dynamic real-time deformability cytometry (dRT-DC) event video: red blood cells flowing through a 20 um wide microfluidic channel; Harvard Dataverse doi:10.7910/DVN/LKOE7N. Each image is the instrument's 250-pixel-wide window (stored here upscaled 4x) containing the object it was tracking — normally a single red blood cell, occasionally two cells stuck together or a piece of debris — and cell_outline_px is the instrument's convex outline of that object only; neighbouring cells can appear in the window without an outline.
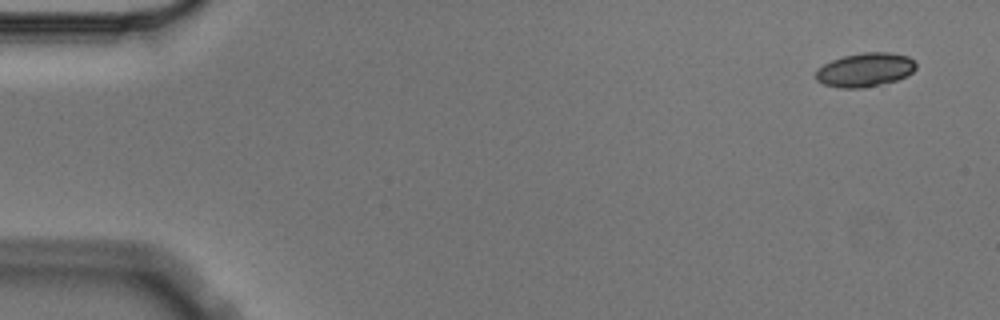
{"species": "Egyptian fruit bat (a non-hibernating species)", "species_latin": "Rousettus aegyptiacus", "temperature_condition": "cold", "stored_images_in_passage": 5, "camera_frame_rate_fps": 3000, "um_per_image_px": 0.085, "animal": {"sex": "male"}, "frame": {"image": 1, "passage_image": 1, "time_ms": 0.0, "image_size_px": [1000, 320], "cell_outline_px": [[916, 68], [912, 72], [896, 80], [864, 88], [840, 88], [824, 84], [816, 80], [816, 68], [832, 60], [844, 56], [864, 52], [888, 52], [908, 56], [916, 64]], "centroid_in_image_um": [73.5, 5.93], "position_along_channel_um": 11.5, "area_um2": 19.65}}
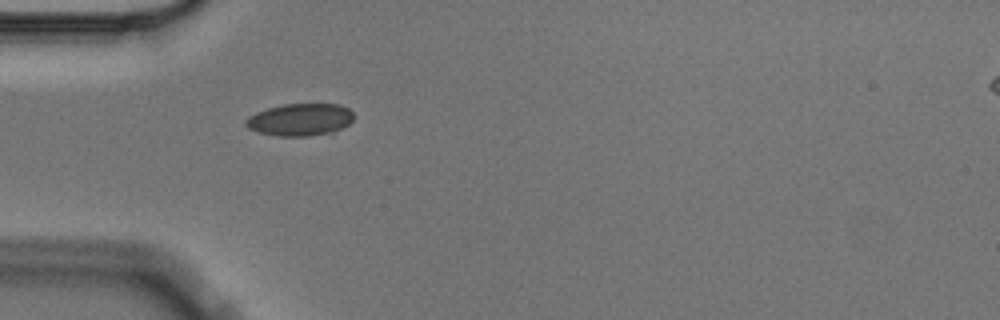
{"frame": {"image": 2, "passage_image": 5, "time_ms": 1.333, "image_size_px": [1000, 320], "cell_outline_px": [[352, 120], [348, 124], [332, 132], [308, 136], [280, 136], [260, 132], [248, 128], [244, 124], [244, 120], [248, 116], [256, 112], [268, 108], [284, 104], [340, 104], [348, 108], [352, 112]], "centroid_in_image_um": [25.48, 10.16], "position_along_channel_um": 59.5, "area_um2": 20.17}}